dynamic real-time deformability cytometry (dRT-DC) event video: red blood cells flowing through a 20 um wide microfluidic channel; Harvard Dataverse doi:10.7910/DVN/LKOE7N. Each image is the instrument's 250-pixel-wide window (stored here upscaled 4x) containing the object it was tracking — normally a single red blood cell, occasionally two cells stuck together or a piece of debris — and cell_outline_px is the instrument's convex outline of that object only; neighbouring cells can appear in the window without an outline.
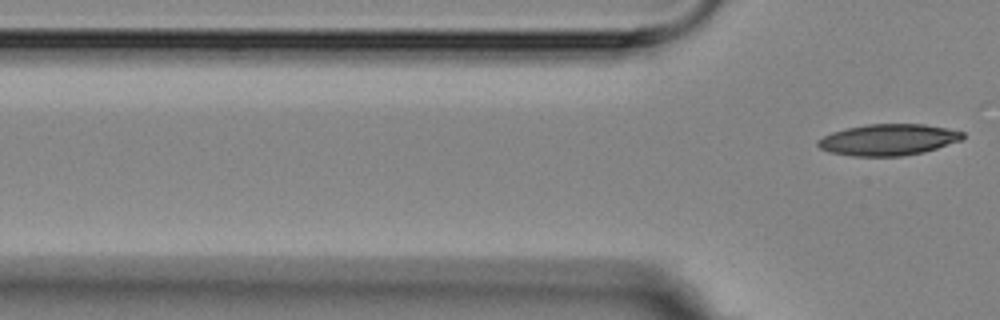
{"species": "Egyptian fruit bat (a non-hibernating species)", "species_latin": "Rousettus aegyptiacus", "temperature_condition": "room temperature", "stored_images_in_passage": 6, "camera_frame_rate_fps": 3000, "um_per_image_px": 0.085, "animal": {"sex": "female"}, "frame": {"image": 1, "passage_image": 6, "time_ms": 7.333, "image_size_px": [1000, 320], "cell_outline_px": [[964, 136], [960, 140], [924, 152], [900, 156], [852, 156], [828, 152], [820, 148], [816, 144], [816, 140], [832, 132], [848, 128], [868, 124], [924, 124], [948, 128], [964, 132]], "centroid_in_image_um": [75.48, 11.88], "position_along_channel_um": 50.3, "area_um2": 26.36}}